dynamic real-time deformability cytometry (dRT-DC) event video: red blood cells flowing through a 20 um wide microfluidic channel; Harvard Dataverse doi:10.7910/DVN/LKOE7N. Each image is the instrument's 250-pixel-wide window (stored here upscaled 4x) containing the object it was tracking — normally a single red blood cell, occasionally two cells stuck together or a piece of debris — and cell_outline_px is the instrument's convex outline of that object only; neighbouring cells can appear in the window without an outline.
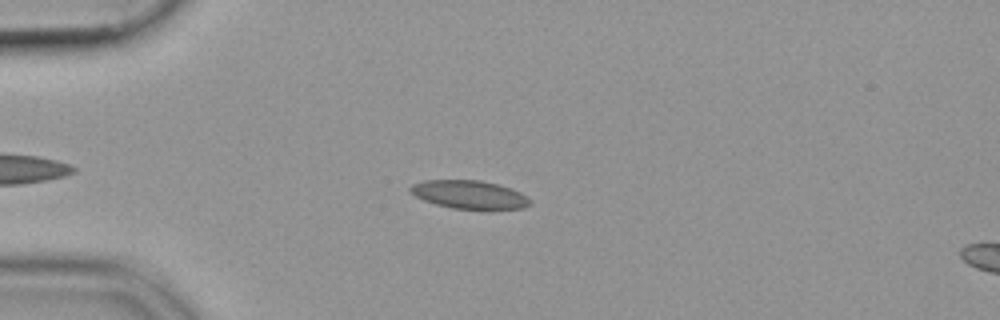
{"species": "common noctule bat (a hibernating species)", "species_latin": "Nyctalus noctula", "temperature_condition": "cold", "stored_images_in_passage": 51, "camera_frame_rate_fps": 3000, "um_per_image_px": 0.085, "animal": {"sex": "female", "body_mass_g": 19.9}, "frame": {"image": 1, "passage_image": 11, "time_ms": 3.333, "image_size_px": [1000, 320], "cell_outline_px": [[532, 204], [524, 208], [492, 212], [488, 212], [452, 208], [436, 204], [424, 200], [408, 192], [408, 188], [412, 184], [424, 180], [480, 180], [496, 184], [520, 192], [532, 200]], "centroid_in_image_um": [39.94, 16.59], "position_along_channel_um": 45.1, "area_um2": 20.58}}
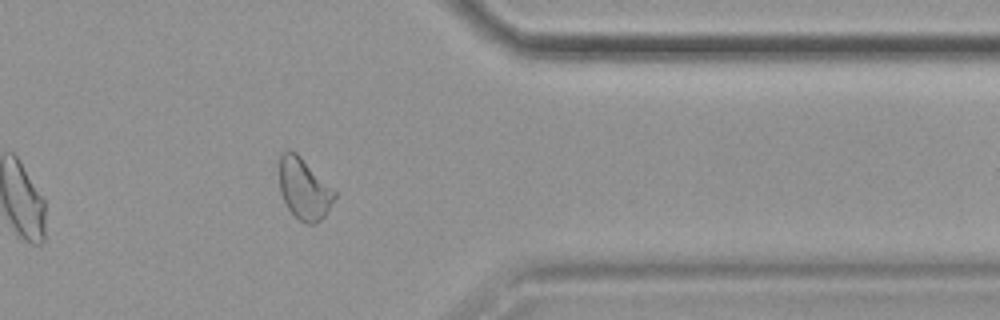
{"frame": {"image": 2, "passage_image": 41, "time_ms": 13.333, "image_size_px": [1000, 320], "cell_outline_px": [[336, 196], [324, 216], [316, 224], [304, 224], [288, 208], [280, 192], [280, 156], [288, 148], [296, 152], [336, 188]], "centroid_in_image_um": [25.88, 16.03], "position_along_channel_um": 385.5, "area_um2": 19.94}}
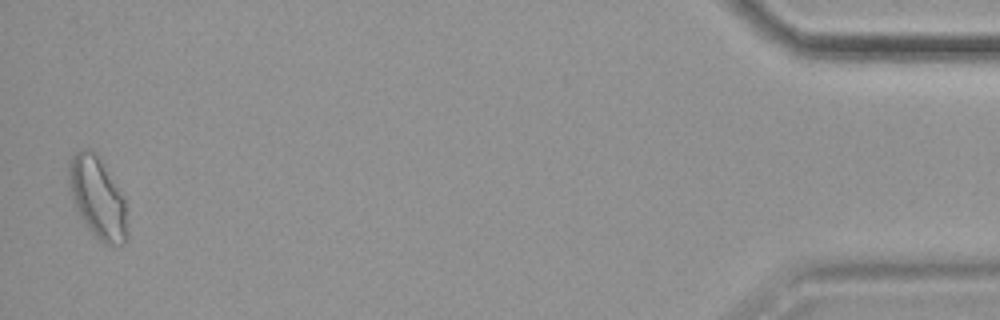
{"frame": {"image": 3, "passage_image": 50, "time_ms": 16.333, "image_size_px": [1000, 320], "cell_outline_px": [[128, 236], [124, 244], [104, 244], [88, 228], [80, 216], [76, 208], [68, 188], [68, 160], [80, 148], [92, 148], [100, 156], [124, 196], [128, 232]], "centroid_in_image_um": [8.29, 16.74], "position_along_channel_um": 426.9, "area_um2": 28.21}}